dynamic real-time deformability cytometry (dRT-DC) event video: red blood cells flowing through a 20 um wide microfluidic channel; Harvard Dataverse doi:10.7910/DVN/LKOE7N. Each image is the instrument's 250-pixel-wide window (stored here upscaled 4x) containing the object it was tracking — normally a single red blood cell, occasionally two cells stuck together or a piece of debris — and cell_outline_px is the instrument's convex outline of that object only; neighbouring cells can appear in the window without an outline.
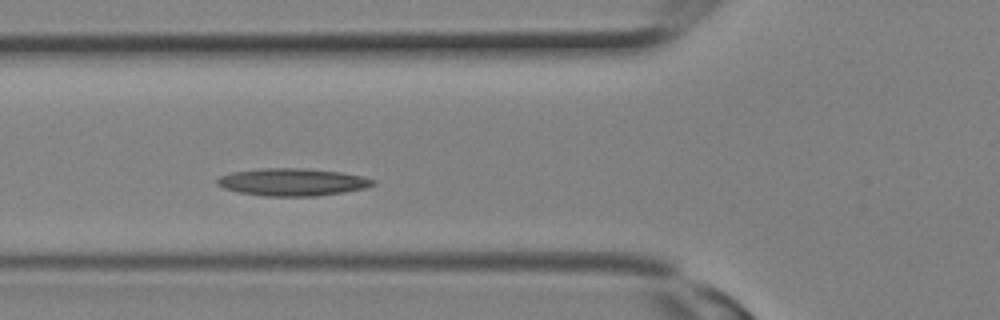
{"species": "Egyptian fruit bat (a non-hibernating species)", "species_latin": "Rousettus aegyptiacus", "temperature_condition": "room temperature", "stored_images_in_passage": 10, "camera_frame_rate_fps": 3000, "um_per_image_px": 0.085, "animal": {"sex": "female"}, "frame": {"image": 1, "passage_image": 7, "time_ms": 2.0, "image_size_px": [1000, 320], "cell_outline_px": [[376, 184], [364, 188], [344, 192], [316, 196], [264, 196], [240, 192], [224, 188], [216, 184], [216, 180], [220, 176], [232, 172], [264, 168], [300, 168], [340, 172], [360, 176], [376, 180]], "centroid_in_image_um": [24.85, 15.48], "position_along_channel_um": 101.0, "area_um2": 24.74}}
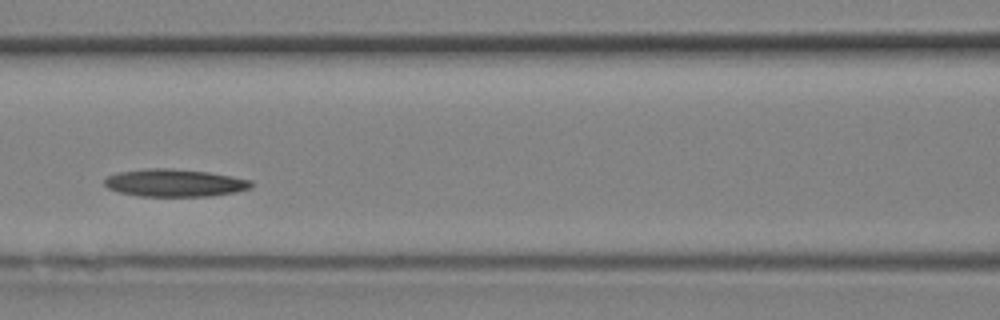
{"frame": {"image": 2, "passage_image": 9, "time_ms": 2.667, "image_size_px": [1000, 320], "cell_outline_px": [[252, 188], [236, 192], [208, 196], [140, 196], [120, 192], [108, 188], [104, 184], [104, 180], [108, 176], [120, 172], [148, 168], [168, 168], [208, 172], [252, 180]], "centroid_in_image_um": [14.86, 15.55], "position_along_channel_um": 151.7, "area_um2": 23.41}}